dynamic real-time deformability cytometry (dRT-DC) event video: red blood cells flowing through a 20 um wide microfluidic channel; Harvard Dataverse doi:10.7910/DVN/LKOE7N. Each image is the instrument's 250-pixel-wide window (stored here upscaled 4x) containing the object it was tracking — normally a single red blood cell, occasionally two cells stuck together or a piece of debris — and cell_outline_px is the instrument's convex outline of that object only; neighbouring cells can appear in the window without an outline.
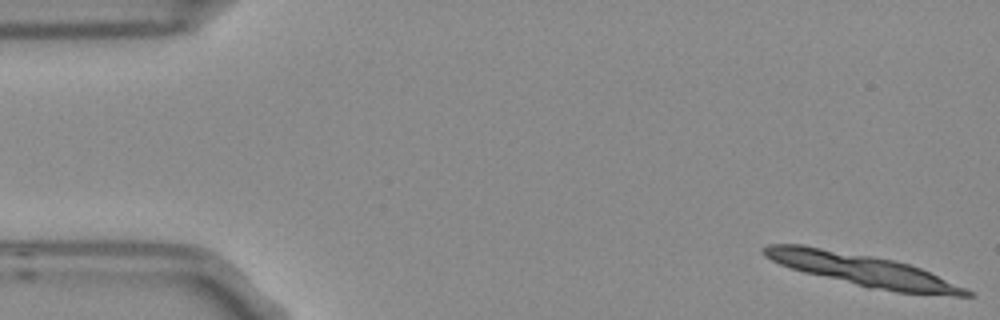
{"species": "Egyptian fruit bat (a non-hibernating species)", "species_latin": "Rousettus aegyptiacus", "temperature_condition": "room temperature", "stored_images_in_passage": 4, "camera_frame_rate_fps": 3000, "um_per_image_px": 0.085, "frame": {"image": 1, "passage_image": 1, "time_ms": 0.0, "image_size_px": [1000, 320], "cell_outline_px": [[976, 296], [956, 296], [896, 292], [868, 288], [804, 272], [780, 264], [764, 256], [764, 248], [768, 244], [804, 244], [896, 260], [920, 268], [964, 288], [972, 292]], "centroid_in_image_um": [73.3, 22.95], "position_along_channel_um": 11.7, "area_um2": 37.4}}